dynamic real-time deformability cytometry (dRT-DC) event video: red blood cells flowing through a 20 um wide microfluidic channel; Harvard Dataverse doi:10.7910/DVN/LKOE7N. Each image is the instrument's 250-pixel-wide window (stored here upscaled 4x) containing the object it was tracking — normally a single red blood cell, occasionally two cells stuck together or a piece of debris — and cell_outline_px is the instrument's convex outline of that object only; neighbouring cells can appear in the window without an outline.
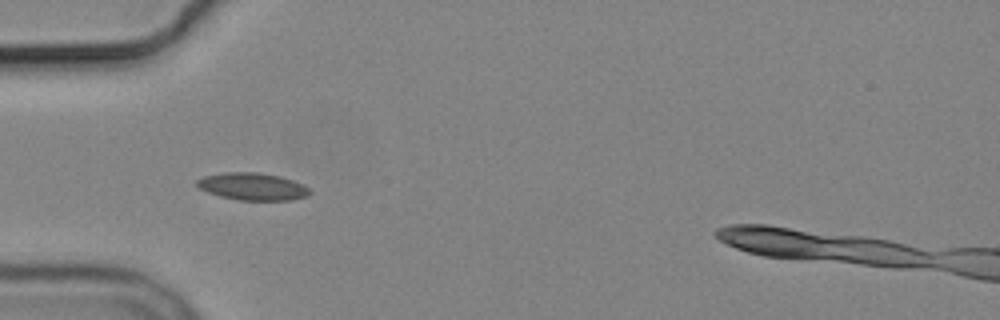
{"species": "common noctule bat (a hibernating species)", "species_latin": "Nyctalus noctula", "temperature_condition": "cold", "stored_images_in_passage": 6, "camera_frame_rate_fps": 3000, "um_per_image_px": 0.085, "animal": {"sex": "male", "body_mass_g": 19.2, "forearm_length_mm": 51.8}, "frame": {"image": 1, "passage_image": 5, "time_ms": 4.667, "image_size_px": [1000, 320], "cell_outline_px": [[312, 192], [308, 196], [292, 200], [240, 200], [220, 196], [208, 192], [200, 188], [196, 184], [196, 180], [204, 176], [224, 172], [260, 172], [280, 176], [292, 180], [308, 188]], "centroid_in_image_um": [21.47, 15.85], "position_along_channel_um": 63.5, "area_um2": 17.92}}
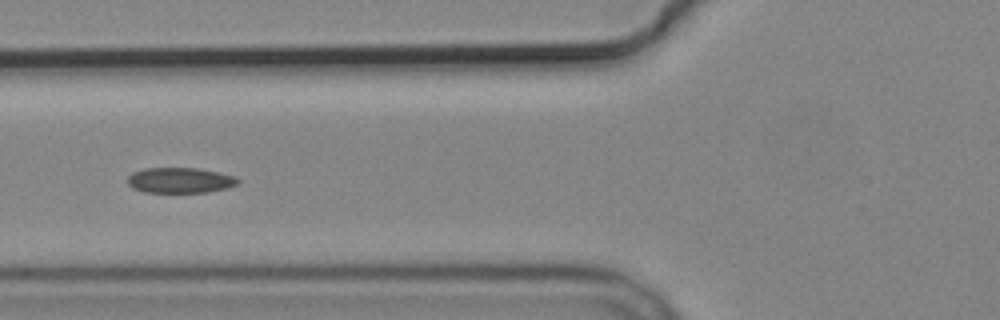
{"frame": {"image": 2, "passage_image": 6, "time_ms": 6.0, "image_size_px": [1000, 320], "cell_outline_px": [[240, 180], [236, 184], [228, 188], [208, 192], [144, 192], [132, 188], [128, 184], [128, 176], [132, 172], [144, 168], [196, 168], [220, 172], [236, 176]], "centroid_in_image_um": [15.31, 15.32], "position_along_channel_um": 110.5, "area_um2": 16.47}}